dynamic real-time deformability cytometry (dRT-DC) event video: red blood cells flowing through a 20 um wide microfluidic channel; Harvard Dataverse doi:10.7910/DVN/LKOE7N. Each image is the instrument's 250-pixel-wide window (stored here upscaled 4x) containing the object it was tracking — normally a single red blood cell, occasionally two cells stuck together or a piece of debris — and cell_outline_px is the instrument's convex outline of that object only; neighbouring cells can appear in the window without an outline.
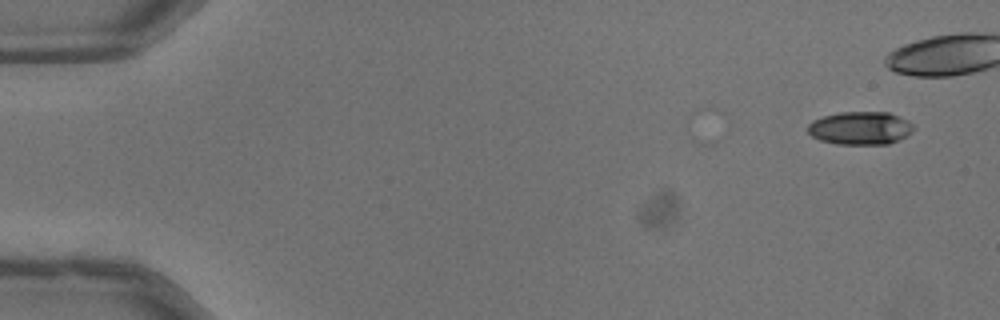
{"species": "common noctule bat (a hibernating species)", "species_latin": "Nyctalus noctula", "temperature_condition": "warm", "stored_images_in_passage": 4, "camera_frame_rate_fps": 3000, "um_per_image_px": 0.085, "animal": {"sex": "male", "body_mass_g": 13.3}, "frame": {"image": 1, "passage_image": 1, "time_ms": 0.0, "image_size_px": [1000, 320], "cell_outline_px": [[912, 132], [900, 140], [888, 144], [836, 144], [820, 140], [812, 136], [808, 132], [808, 124], [812, 120], [824, 116], [840, 112], [888, 112], [908, 120], [912, 124]], "centroid_in_image_um": [73.12, 10.89], "position_along_channel_um": 11.9, "area_um2": 20.4}}